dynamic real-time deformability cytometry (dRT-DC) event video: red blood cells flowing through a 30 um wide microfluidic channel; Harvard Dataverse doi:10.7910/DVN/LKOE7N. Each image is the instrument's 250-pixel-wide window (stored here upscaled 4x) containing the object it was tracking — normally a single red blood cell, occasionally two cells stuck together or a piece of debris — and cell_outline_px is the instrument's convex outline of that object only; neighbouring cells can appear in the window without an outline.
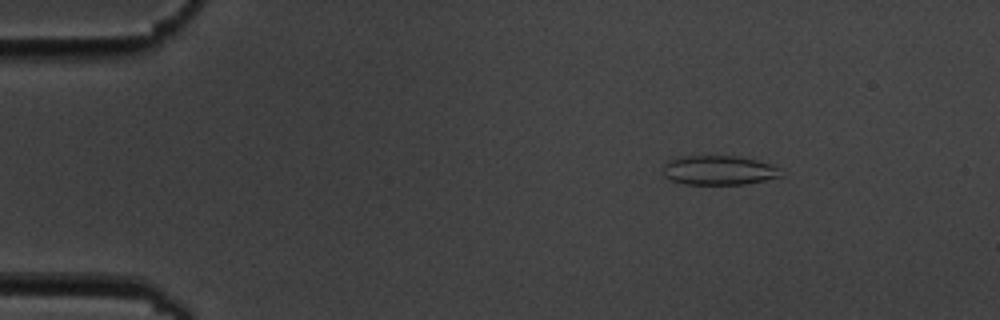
{"species": "common noctule bat (a hibernating species)", "species_latin": "Nyctalus noctula", "temperature_condition": "cold", "stored_images_in_passage": 5, "camera_frame_rate_fps": 3000, "um_per_image_px": 0.085, "animal": {"sex": "male", "body_mass_g": 19.5, "forearm_length_mm": 54.6}, "frame": {"image": 1, "passage_image": 2, "time_ms": 1.333, "image_size_px": [1000, 320], "cell_outline_px": [[784, 176], [744, 184], [684, 184], [672, 180], [664, 176], [664, 164], [668, 160], [688, 156], [740, 156], [756, 160], [784, 168]], "centroid_in_image_um": [61.18, 14.47], "position_along_channel_um": 23.8, "area_um2": 20.29}}